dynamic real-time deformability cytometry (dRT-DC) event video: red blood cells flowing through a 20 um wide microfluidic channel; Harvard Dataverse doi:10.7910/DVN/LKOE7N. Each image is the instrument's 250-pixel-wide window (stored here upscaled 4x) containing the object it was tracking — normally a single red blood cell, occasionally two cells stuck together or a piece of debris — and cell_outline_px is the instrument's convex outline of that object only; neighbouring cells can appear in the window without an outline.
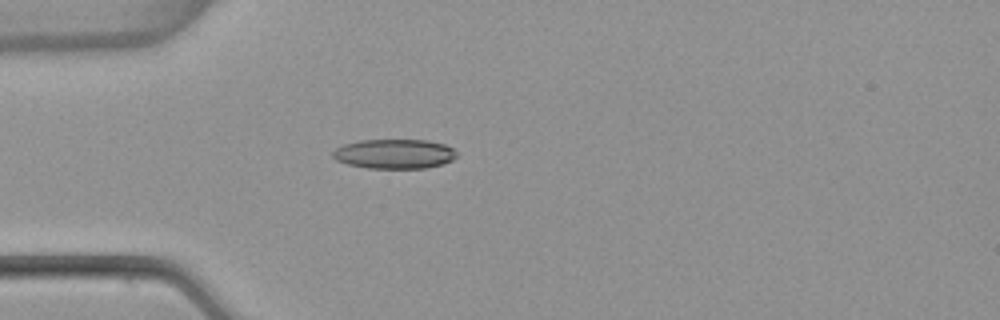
{"species": "common noctule bat (a hibernating species)", "species_latin": "Nyctalus noctula", "temperature_condition": "warm", "stored_images_in_passage": 5, "camera_frame_rate_fps": 3000, "um_per_image_px": 0.085, "animal": {"sex": "female", "body_mass_g": 22.7, "forearm_length_mm": 54.2}, "frame": {"image": 1, "passage_image": 5, "time_ms": 1.333, "image_size_px": [1000, 320], "cell_outline_px": [[456, 156], [452, 160], [444, 164], [424, 168], [368, 168], [348, 164], [336, 160], [332, 156], [332, 152], [336, 148], [344, 144], [360, 140], [428, 140], [444, 144], [452, 148], [456, 152]], "centroid_in_image_um": [33.52, 13.08], "position_along_channel_um": 51.5, "area_um2": 21.33}}